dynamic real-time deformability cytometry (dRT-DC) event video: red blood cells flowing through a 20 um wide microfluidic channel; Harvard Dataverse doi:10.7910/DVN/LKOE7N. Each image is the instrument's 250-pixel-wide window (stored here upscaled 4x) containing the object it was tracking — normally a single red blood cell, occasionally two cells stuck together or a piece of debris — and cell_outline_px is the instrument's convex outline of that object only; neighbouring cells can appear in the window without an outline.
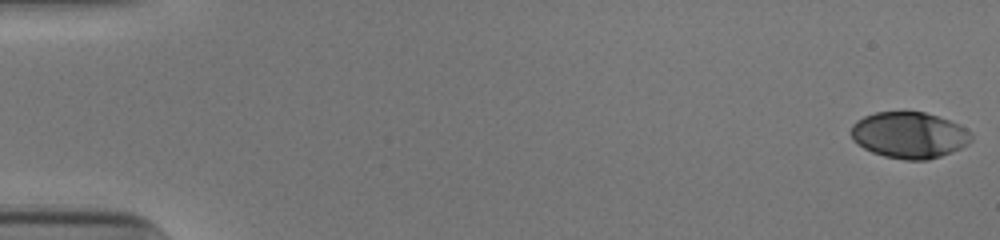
{"species": "human", "species_latin": "Homo sapiens", "temperature_condition": "cold", "stored_images_in_passage": 53, "camera_frame_rate_fps": 3000, "um_per_image_px": 0.085, "donor": {"sex": "male"}, "frame": {"image": 1, "passage_image": 1, "time_ms": 0.0, "image_size_px": [1000, 240], "cell_outline_px": [[972, 140], [968, 144], [952, 152], [928, 160], [904, 160], [884, 156], [872, 152], [864, 148], [852, 140], [852, 124], [856, 120], [864, 116], [876, 112], [924, 112], [948, 120], [972, 132]], "centroid_in_image_um": [77.28, 11.49], "position_along_channel_um": 7.7, "area_um2": 32.31}}
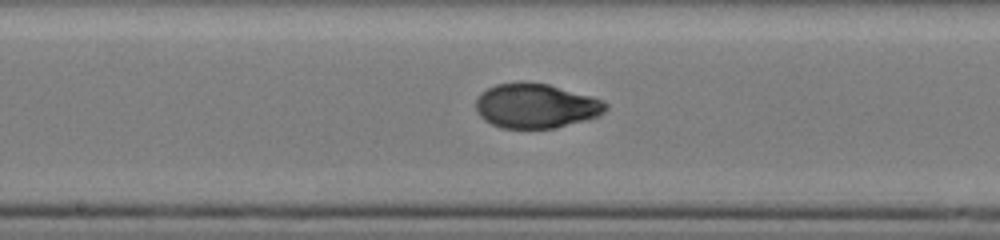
{"frame": {"image": 2, "passage_image": 29, "time_ms": 9.333, "image_size_px": [1000, 240], "cell_outline_px": [[608, 108], [604, 112], [596, 116], [584, 120], [556, 128], [504, 128], [492, 124], [484, 120], [480, 116], [476, 108], [476, 100], [488, 88], [496, 84], [548, 84], [588, 96], [600, 100], [608, 104]], "centroid_in_image_um": [45.55, 9.03], "position_along_channel_um": 202.7, "area_um2": 32.71}}
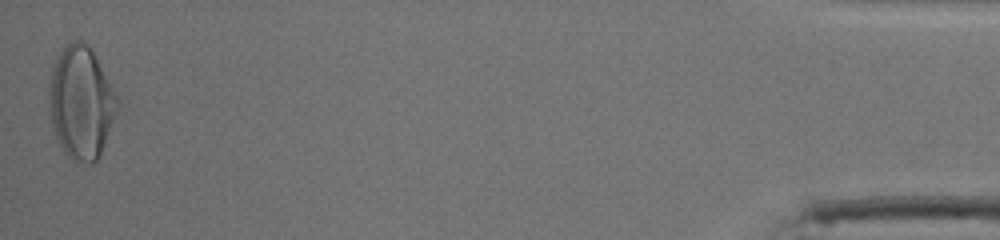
{"frame": {"image": 3, "passage_image": 53, "time_ms": 17.333, "image_size_px": [1000, 240], "cell_outline_px": [[120, 104], [100, 152], [96, 160], [92, 164], [76, 164], [64, 152], [56, 136], [52, 124], [48, 104], [48, 84], [56, 60], [60, 52], [72, 40], [80, 40], [92, 52], [120, 100]], "centroid_in_image_um": [6.88, 8.77], "position_along_channel_um": 428.3, "area_um2": 44.27}, "authors_computed_cell_mechanics": {"area_um2": 32.946, "velocity_mm_per_s": 3.9, "shape_relaxation_time_tau1_ms": 5.8587, "shape_relaxation_time_tau2_ms": 0.9146, "deformation_change_tau1": 0.2209, "deformation_change_tau2": 0.0471}}